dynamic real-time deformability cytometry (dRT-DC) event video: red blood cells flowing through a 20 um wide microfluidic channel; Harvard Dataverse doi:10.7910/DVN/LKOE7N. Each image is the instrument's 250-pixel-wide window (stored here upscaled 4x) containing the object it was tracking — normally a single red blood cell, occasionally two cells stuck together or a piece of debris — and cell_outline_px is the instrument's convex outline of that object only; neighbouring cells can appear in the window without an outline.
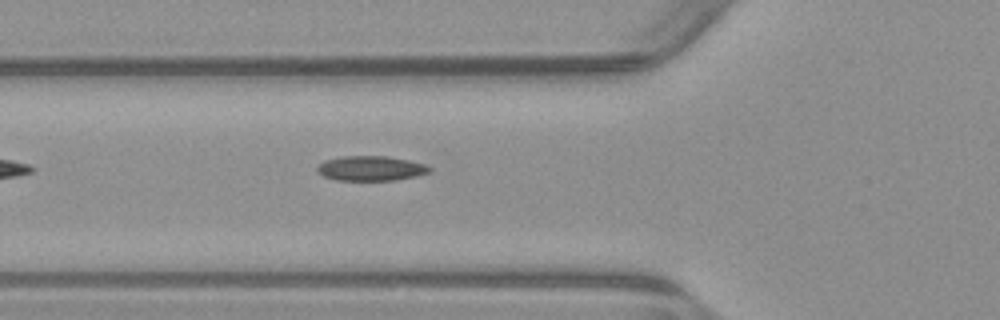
{"species": "common noctule bat (a hibernating species)", "species_latin": "Nyctalus noctula", "temperature_condition": "warm", "stored_images_in_passage": 35, "camera_frame_rate_fps": 3000, "um_per_image_px": 0.085, "animal": {"sex": "male", "body_mass_g": 23.1, "forearm_length_mm": 52.7}, "frame": {"image": 1, "passage_image": 4, "time_ms": 1.0, "image_size_px": [1000, 320], "cell_outline_px": [[432, 172], [416, 176], [396, 180], [336, 180], [324, 176], [316, 172], [316, 168], [324, 160], [340, 156], [388, 156], [408, 160], [424, 164], [432, 168]], "centroid_in_image_um": [31.52, 14.31], "position_along_channel_um": 94.3, "area_um2": 16.36}}
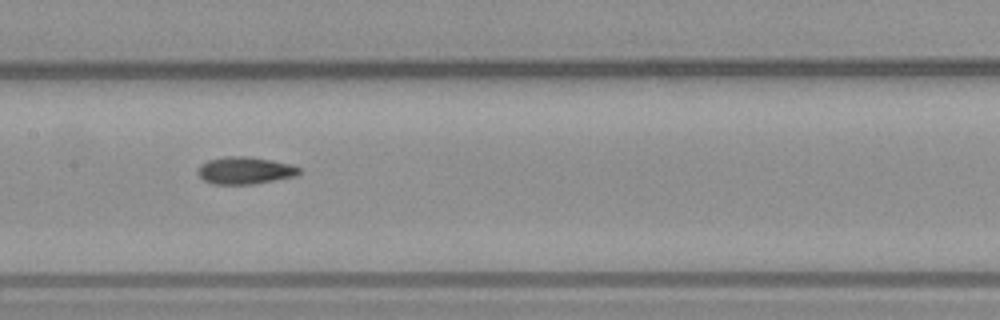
{"frame": {"image": 2, "passage_image": 11, "time_ms": 3.333, "image_size_px": [1000, 320], "cell_outline_px": [[300, 172], [296, 176], [252, 184], [212, 184], [204, 180], [196, 172], [200, 164], [208, 160], [224, 156], [248, 156], [272, 160], [292, 164], [300, 168]], "centroid_in_image_um": [20.8, 14.48], "position_along_channel_um": 186.6, "area_um2": 16.18}}
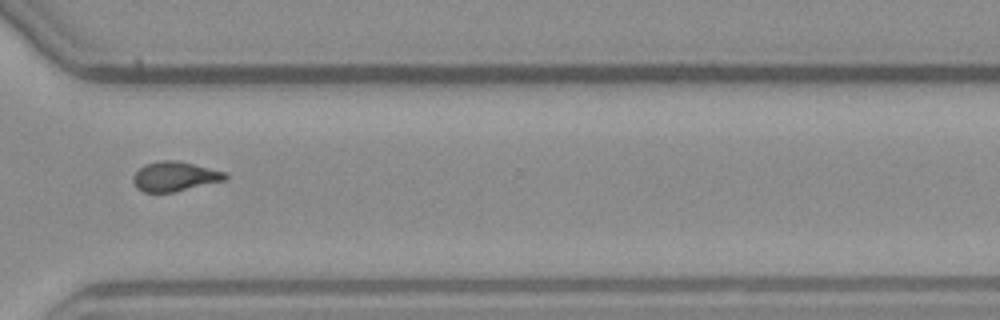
{"frame": {"image": 3, "passage_image": 24, "time_ms": 7.667, "image_size_px": [1000, 320], "cell_outline_px": [[228, 176], [224, 180], [172, 192], [144, 192], [136, 188], [132, 180], [132, 176], [144, 164], [160, 160], [176, 160], [224, 172]], "centroid_in_image_um": [14.78, 14.99], "position_along_channel_um": 355.8, "area_um2": 15.61}, "authors_computed_cell_mechanics": {"area_um2": 15.606, "velocity_mm_per_s": 3.9187, "shape_relaxation_time_tau1_ms": null, "shape_relaxation_time_tau2_ms": 3.363, "deformation_change_tau1": null, "deformation_change_tau2": 0.0915}}